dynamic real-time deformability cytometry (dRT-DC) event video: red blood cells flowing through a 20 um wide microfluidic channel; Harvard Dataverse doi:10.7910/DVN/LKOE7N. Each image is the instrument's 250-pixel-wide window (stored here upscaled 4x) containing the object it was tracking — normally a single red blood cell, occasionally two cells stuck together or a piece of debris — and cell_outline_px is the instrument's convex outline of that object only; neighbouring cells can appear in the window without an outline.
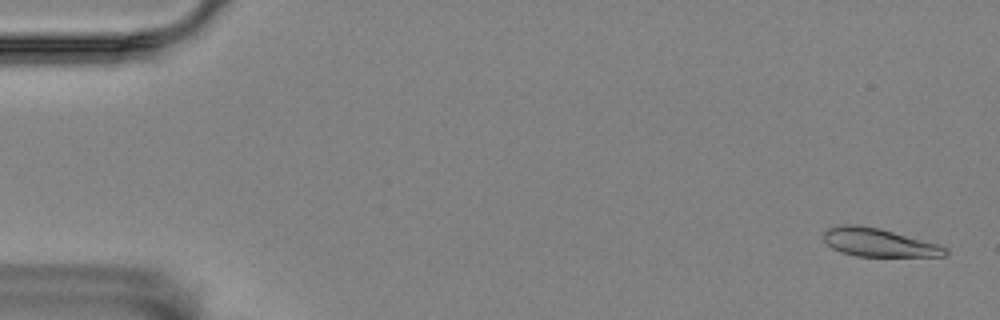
{"species": "Egyptian fruit bat (a non-hibernating species)", "species_latin": "Rousettus aegyptiacus", "temperature_condition": "room temperature", "stored_images_in_passage": 56, "camera_frame_rate_fps": 3000, "um_per_image_px": 0.085, "animal": {"sex": "female"}, "frame": {"image": 1, "passage_image": 2, "time_ms": 0.333, "image_size_px": [1000, 320], "cell_outline_px": [[948, 252], [944, 256], [856, 256], [840, 252], [832, 248], [824, 240], [824, 232], [828, 228], [844, 224], [856, 224], [880, 228], [936, 244], [948, 248]], "centroid_in_image_um": [74.65, 20.61], "position_along_channel_um": 10.3, "area_um2": 19.83}}
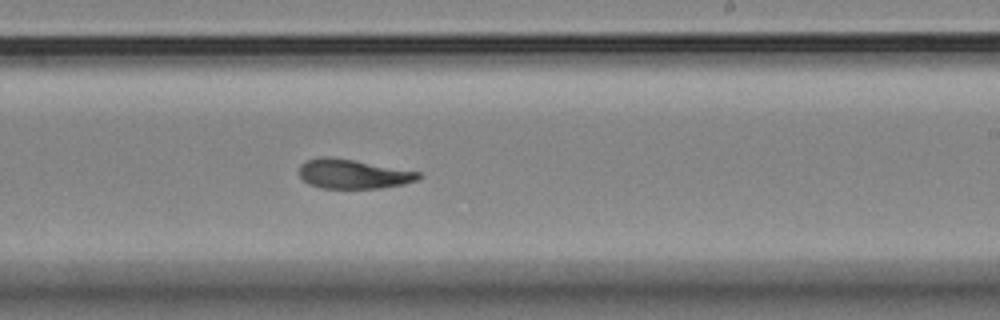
{"frame": {"image": 2, "passage_image": 34, "time_ms": 11.0, "image_size_px": [1000, 320], "cell_outline_px": [[420, 176], [416, 180], [404, 184], [380, 188], [320, 188], [308, 184], [300, 176], [300, 164], [308, 160], [320, 156], [328, 156], [352, 160], [420, 172]], "centroid_in_image_um": [29.97, 14.79], "position_along_channel_um": 259.0, "area_um2": 20.17}}
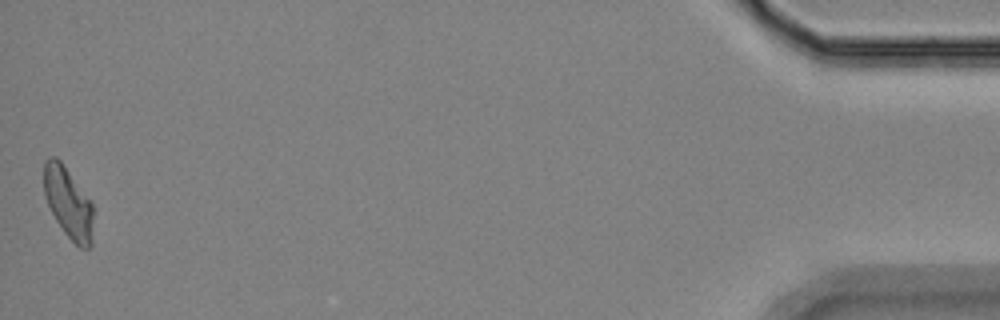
{"frame": {"image": 3, "passage_image": 56, "time_ms": 18.333, "image_size_px": [1000, 320], "cell_outline_px": [[92, 244], [88, 248], [80, 248], [64, 232], [56, 220], [44, 196], [44, 160], [52, 156], [56, 156], [60, 160], [92, 200]], "centroid_in_image_um": [5.81, 17.21], "position_along_channel_um": 429.4, "area_um2": 20.46}, "authors_computed_cell_mechanics": {"area_um2": 20.6924, "velocity_mm_per_s": 3.5409, "shape_relaxation_time_tau1_ms": 7.8168, "shape_relaxation_time_tau2_ms": 3.2957, "deformation_change_tau1": 0.1952, "deformation_change_tau2": 0.0953}}